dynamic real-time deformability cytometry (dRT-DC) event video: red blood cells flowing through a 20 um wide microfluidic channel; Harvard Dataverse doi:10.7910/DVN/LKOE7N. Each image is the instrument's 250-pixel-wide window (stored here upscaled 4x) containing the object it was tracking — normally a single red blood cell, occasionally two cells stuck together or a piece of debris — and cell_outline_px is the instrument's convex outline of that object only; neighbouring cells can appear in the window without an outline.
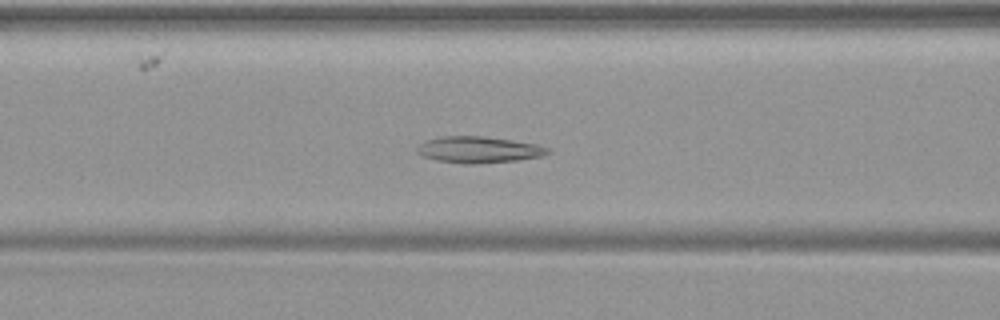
{"species": "common noctule bat (a hibernating species)", "species_latin": "Nyctalus noctula", "temperature_condition": "warm", "stored_images_in_passage": 52, "camera_frame_rate_fps": 3000, "um_per_image_px": 0.085, "animal": {"sex": "female", "body_mass_g": 19.9}, "frame": {"image": 1, "passage_image": 21, "time_ms": 6.667, "image_size_px": [1000, 320], "cell_outline_px": [[552, 152], [544, 156], [516, 160], [476, 164], [464, 164], [436, 160], [424, 156], [416, 152], [416, 148], [424, 140], [440, 136], [484, 136], [512, 140], [536, 144], [548, 148]], "centroid_in_image_um": [40.68, 12.72], "position_along_channel_um": 125.9, "area_um2": 20.23}}
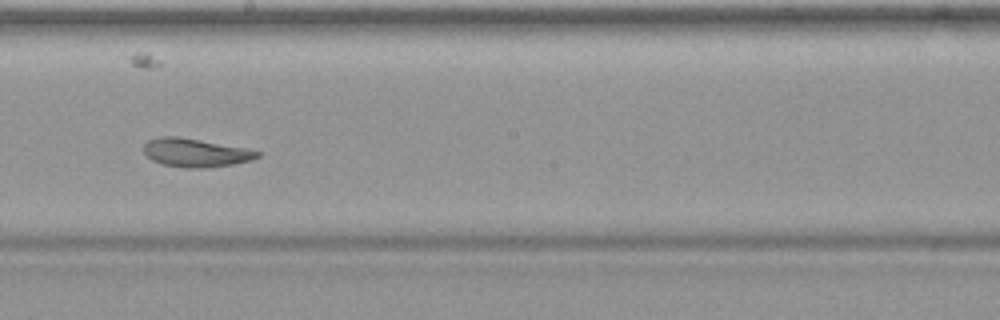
{"frame": {"image": 2, "passage_image": 29, "time_ms": 9.333, "image_size_px": [1000, 320], "cell_outline_px": [[264, 152], [260, 156], [252, 160], [232, 164], [204, 168], [184, 168], [164, 164], [152, 160], [144, 152], [144, 144], [148, 140], [160, 136], [176, 136], [248, 148]], "centroid_in_image_um": [16.66, 12.97], "position_along_channel_um": 231.5, "area_um2": 18.9}}
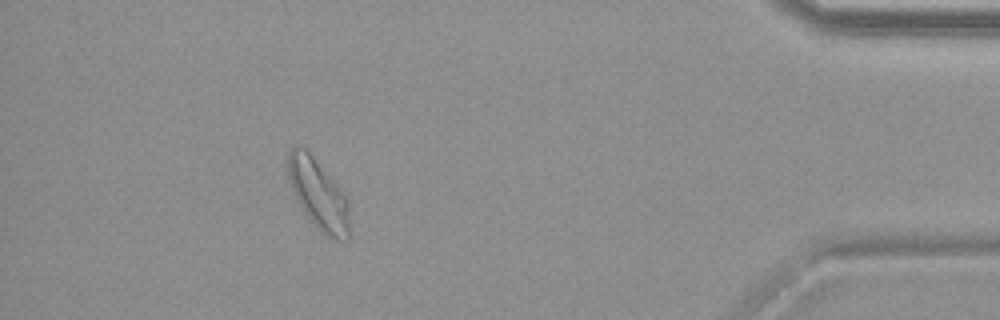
{"frame": {"image": 3, "passage_image": 46, "time_ms": 15.0, "image_size_px": [1000, 320], "cell_outline_px": [[348, 240], [336, 240], [324, 236], [320, 232], [304, 212], [288, 180], [288, 152], [296, 144], [304, 148], [312, 156], [344, 192], [348, 204]], "centroid_in_image_um": [27.05, 16.53], "position_along_channel_um": 408.1, "area_um2": 24.8}}